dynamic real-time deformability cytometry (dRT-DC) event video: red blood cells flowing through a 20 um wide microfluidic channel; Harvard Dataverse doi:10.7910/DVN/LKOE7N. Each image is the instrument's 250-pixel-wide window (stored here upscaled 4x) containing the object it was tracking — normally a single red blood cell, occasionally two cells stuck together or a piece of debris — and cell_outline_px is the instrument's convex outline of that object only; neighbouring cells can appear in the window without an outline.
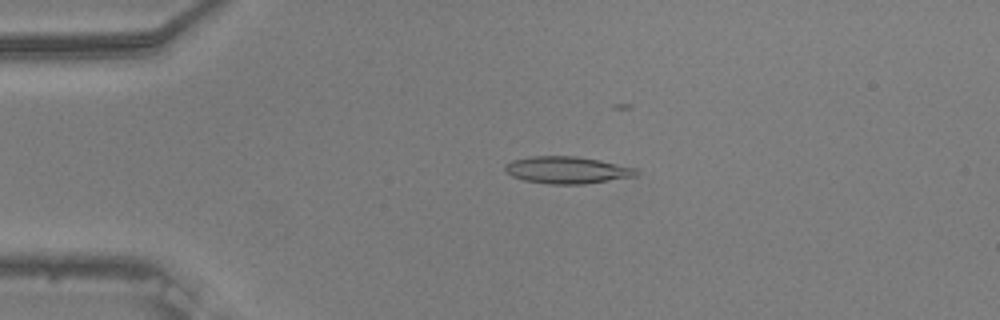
{"species": "common noctule bat (a hibernating species)", "species_latin": "Nyctalus noctula", "temperature_condition": "warm", "stored_images_in_passage": 40, "camera_frame_rate_fps": 3000, "um_per_image_px": 0.085, "animal": {"sex": "male", "body_mass_g": 20.5, "forearm_length_mm": 52.5}, "frame": {"image": 1, "passage_image": 12, "time_ms": 3.667, "image_size_px": [1000, 320], "cell_outline_px": [[640, 172], [636, 176], [584, 184], [548, 184], [524, 180], [512, 176], [504, 172], [504, 164], [512, 160], [532, 156], [576, 156], [600, 160], [636, 168]], "centroid_in_image_um": [48.18, 14.45], "position_along_channel_um": 36.8, "area_um2": 20.81}}
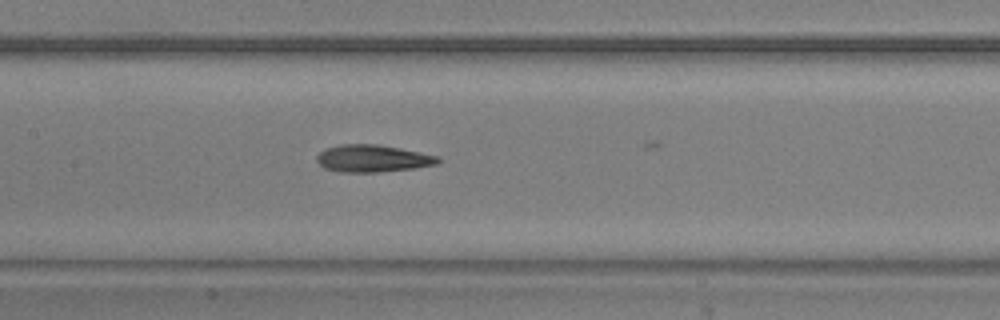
{"frame": {"image": 2, "passage_image": 26, "time_ms": 8.333, "image_size_px": [1000, 320], "cell_outline_px": [[444, 160], [436, 164], [416, 168], [380, 172], [340, 172], [324, 168], [316, 160], [316, 156], [324, 148], [340, 144], [380, 144], [440, 156]], "centroid_in_image_um": [31.7, 13.46], "position_along_channel_um": 175.7, "area_um2": 19.54}}
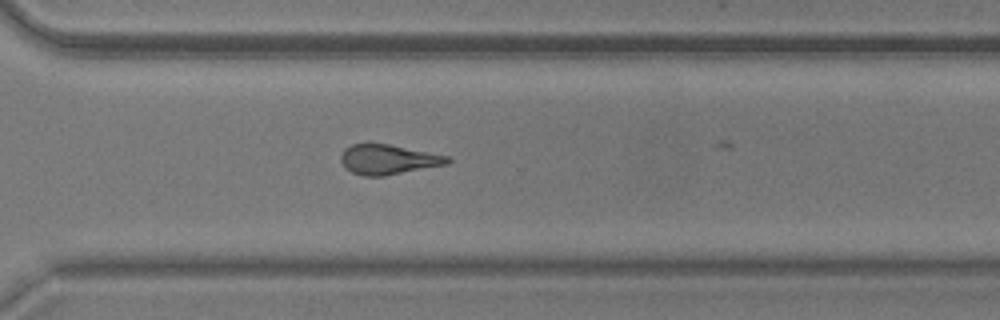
{"frame": {"image": 3, "passage_image": 39, "time_ms": 12.667, "image_size_px": [1000, 320], "cell_outline_px": [[452, 160], [448, 164], [384, 176], [364, 176], [352, 172], [344, 168], [340, 160], [340, 156], [344, 148], [352, 144], [388, 144], [448, 156]], "centroid_in_image_um": [32.96, 13.56], "position_along_channel_um": 337.6, "area_um2": 18.5}}